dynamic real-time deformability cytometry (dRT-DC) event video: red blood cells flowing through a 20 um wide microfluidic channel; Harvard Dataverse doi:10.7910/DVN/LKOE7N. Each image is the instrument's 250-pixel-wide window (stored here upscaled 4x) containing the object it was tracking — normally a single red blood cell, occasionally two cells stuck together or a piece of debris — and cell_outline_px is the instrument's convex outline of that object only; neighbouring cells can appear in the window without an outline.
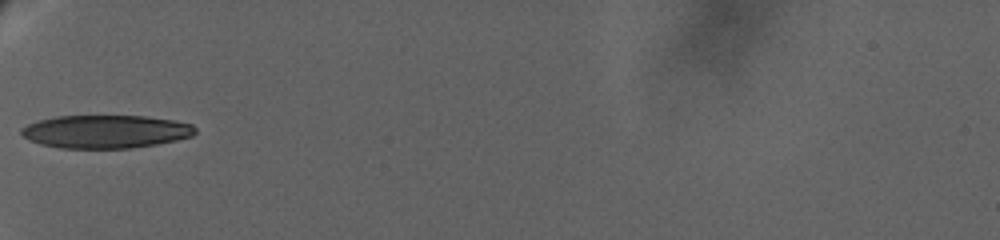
{"species": "human", "species_latin": "Homo sapiens", "temperature_condition": "warm", "stored_images_in_passage": 5, "camera_frame_rate_fps": 3000, "um_per_image_px": 0.085, "donor": {"sex": "female"}, "frame": {"image": 1, "passage_image": 1, "time_ms": 0.0, "image_size_px": [1000, 240], "cell_outline_px": [[196, 132], [192, 136], [176, 140], [156, 144], [128, 148], [60, 148], [28, 140], [20, 132], [20, 128], [28, 124], [40, 120], [56, 116], [148, 116], [176, 120], [192, 124], [196, 128]], "centroid_in_image_um": [9.01, 11.17], "position_along_channel_um": 76.0, "area_um2": 33.52}}